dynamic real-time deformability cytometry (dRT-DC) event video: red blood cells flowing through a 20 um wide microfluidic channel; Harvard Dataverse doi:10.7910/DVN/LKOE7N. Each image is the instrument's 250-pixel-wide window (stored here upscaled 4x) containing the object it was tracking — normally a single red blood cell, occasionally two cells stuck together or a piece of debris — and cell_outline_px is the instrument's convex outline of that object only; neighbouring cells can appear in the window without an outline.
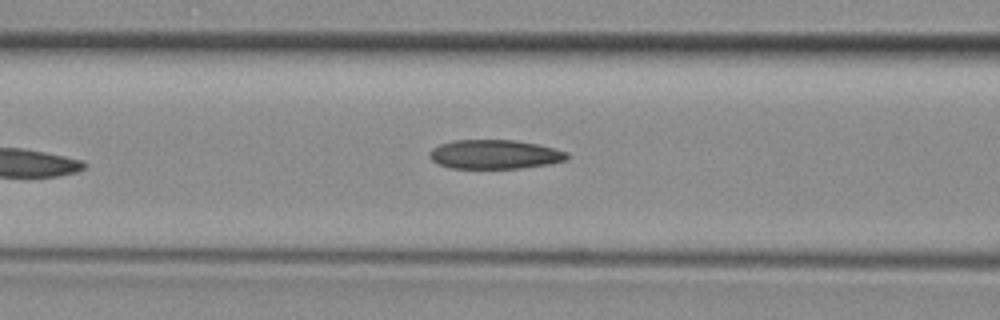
{"species": "common noctule bat (a hibernating species)", "species_latin": "Nyctalus noctula", "temperature_condition": "room temperature", "stored_images_in_passage": 5, "camera_frame_rate_fps": 3000, "um_per_image_px": 0.085, "animal": {"sex": "female", "body_mass_g": 29.2, "forearm_length_mm": 56.3}, "frame": {"image": 1, "passage_image": 5, "time_ms": 1.333, "image_size_px": [1000, 320], "cell_outline_px": [[568, 160], [548, 164], [520, 168], [452, 168], [436, 164], [428, 156], [428, 152], [432, 148], [440, 144], [452, 140], [512, 140], [536, 144], [556, 148], [568, 152]], "centroid_in_image_um": [42.03, 13.12], "position_along_channel_um": 124.6, "area_um2": 23.47}}